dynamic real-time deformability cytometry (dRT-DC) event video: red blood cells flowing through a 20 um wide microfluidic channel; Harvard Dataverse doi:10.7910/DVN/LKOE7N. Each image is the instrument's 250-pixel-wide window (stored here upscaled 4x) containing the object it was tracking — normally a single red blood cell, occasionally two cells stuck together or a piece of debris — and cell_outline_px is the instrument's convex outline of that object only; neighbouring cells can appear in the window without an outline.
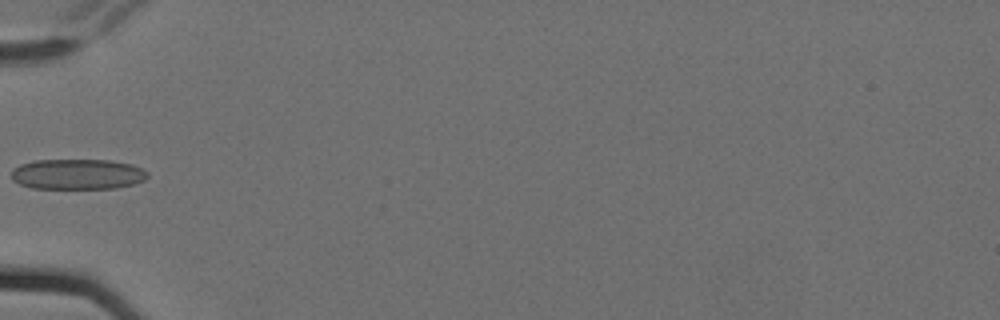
{"species": "Egyptian fruit bat (a non-hibernating species)", "species_latin": "Rousettus aegyptiacus", "temperature_condition": "cold", "stored_images_in_passage": 6, "camera_frame_rate_fps": 3000, "um_per_image_px": 0.085, "animal": {"sex": "female"}, "frame": {"image": 1, "passage_image": 6, "time_ms": 1.667, "image_size_px": [1000, 320], "cell_outline_px": [[148, 176], [144, 180], [136, 184], [116, 188], [32, 188], [20, 184], [12, 180], [12, 168], [20, 164], [32, 160], [112, 160], [132, 164], [148, 172]], "centroid_in_image_um": [6.59, 14.8], "position_along_channel_um": 78.4, "area_um2": 24.33}}